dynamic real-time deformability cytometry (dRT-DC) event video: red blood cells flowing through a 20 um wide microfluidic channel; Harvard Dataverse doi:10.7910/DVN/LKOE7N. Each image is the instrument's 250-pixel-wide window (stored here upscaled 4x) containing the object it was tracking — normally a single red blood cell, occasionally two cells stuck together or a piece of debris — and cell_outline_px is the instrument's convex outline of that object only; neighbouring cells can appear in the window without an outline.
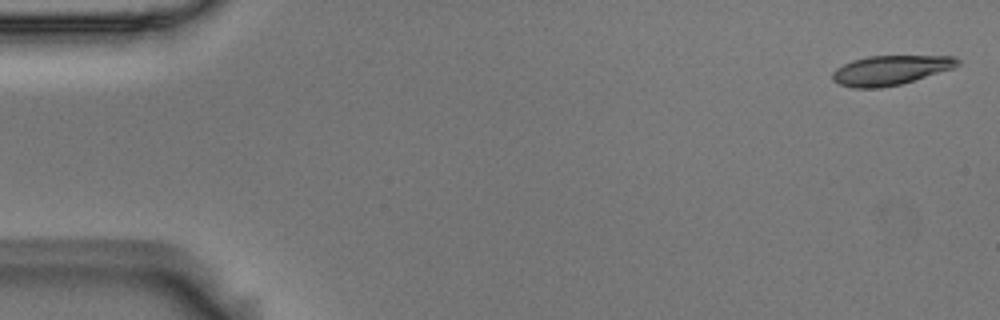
{"species": "Egyptian fruit bat (a non-hibernating species)", "species_latin": "Rousettus aegyptiacus", "temperature_condition": "room temperature", "stored_images_in_passage": 55, "camera_frame_rate_fps": 3000, "um_per_image_px": 0.085, "animal": {"sex": "male"}, "frame": {"image": 1, "passage_image": 2, "time_ms": 0.333, "image_size_px": [1000, 320], "cell_outline_px": [[960, 64], [952, 68], [900, 84], [880, 88], [852, 88], [840, 84], [832, 80], [832, 72], [836, 68], [852, 60], [868, 56], [956, 56], [960, 60]], "centroid_in_image_um": [75.65, 5.96], "position_along_channel_um": 9.3, "area_um2": 21.39}}
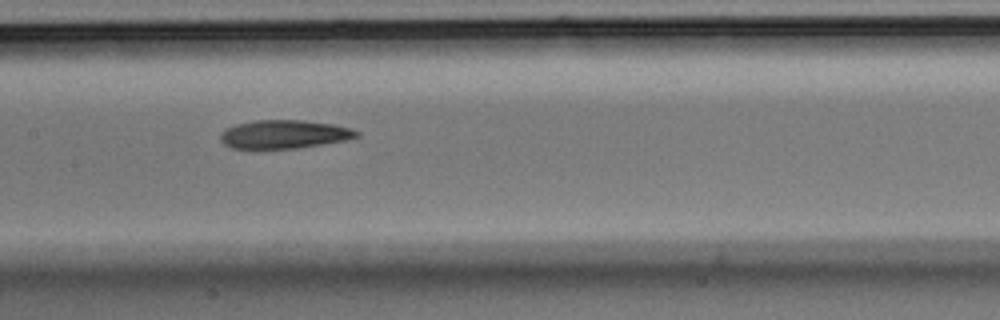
{"frame": {"image": 2, "passage_image": 27, "time_ms": 8.667, "image_size_px": [1000, 320], "cell_outline_px": [[360, 136], [344, 140], [296, 148], [256, 152], [252, 152], [232, 148], [224, 144], [220, 140], [220, 132], [224, 128], [236, 124], [256, 120], [300, 120], [332, 124], [352, 128], [360, 132]], "centroid_in_image_um": [24.04, 11.46], "position_along_channel_um": 183.4, "area_um2": 23.47}}
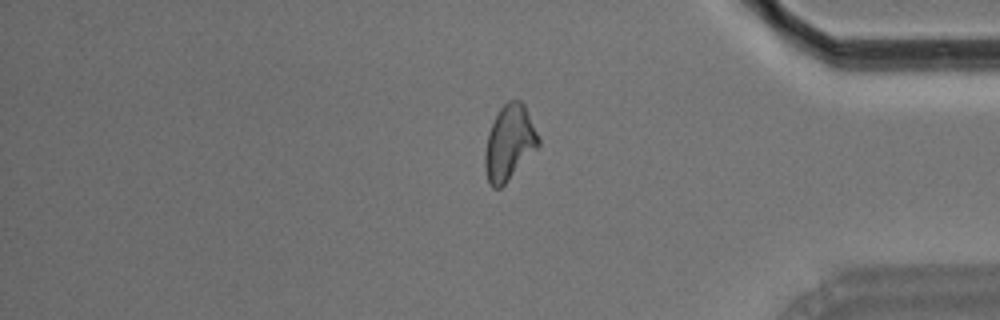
{"frame": {"image": 3, "passage_image": 46, "time_ms": 15.0, "image_size_px": [1000, 320], "cell_outline_px": [[540, 144], [504, 184], [500, 188], [492, 188], [488, 184], [484, 168], [484, 152], [488, 132], [500, 108], [508, 100], [520, 100], [524, 104], [540, 140]], "centroid_in_image_um": [43.25, 12.14], "position_along_channel_um": 391.9, "area_um2": 23.12}, "authors_computed_cell_mechanics": {"area_um2": 23.0622, "velocity_mm_per_s": 3.6636, "shape_relaxation_time_tau1_ms": 7.3891, "shape_relaxation_time_tau2_ms": 7.2304, "deformation_change_tau1": 0.1982, "deformation_change_tau2": 0.1865}}